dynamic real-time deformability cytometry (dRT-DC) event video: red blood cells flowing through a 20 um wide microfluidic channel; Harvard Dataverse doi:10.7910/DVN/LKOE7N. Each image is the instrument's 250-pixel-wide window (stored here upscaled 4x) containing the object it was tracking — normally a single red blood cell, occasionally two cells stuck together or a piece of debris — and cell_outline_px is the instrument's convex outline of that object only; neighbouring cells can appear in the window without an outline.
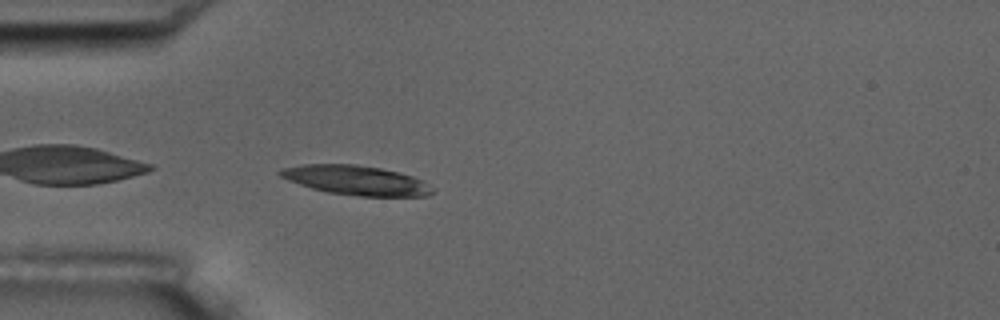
{"species": "common noctule bat (a hibernating species)", "species_latin": "Nyctalus noctula", "temperature_condition": "room temperature", "stored_images_in_passage": 4, "camera_frame_rate_fps": 3000, "um_per_image_px": 0.085, "animal": {"sex": "male", "body_mass_g": 17.5, "forearm_length_mm": 52.3}, "frame": {"image": 1, "passage_image": 4, "time_ms": 3.333, "image_size_px": [1000, 320], "cell_outline_px": [[436, 192], [428, 196], [360, 196], [328, 192], [312, 188], [288, 180], [280, 176], [276, 172], [284, 168], [304, 164], [356, 164], [380, 168], [400, 172], [424, 180], [436, 188]], "centroid_in_image_um": [30.36, 15.32], "position_along_channel_um": 54.6, "area_um2": 26.3}}